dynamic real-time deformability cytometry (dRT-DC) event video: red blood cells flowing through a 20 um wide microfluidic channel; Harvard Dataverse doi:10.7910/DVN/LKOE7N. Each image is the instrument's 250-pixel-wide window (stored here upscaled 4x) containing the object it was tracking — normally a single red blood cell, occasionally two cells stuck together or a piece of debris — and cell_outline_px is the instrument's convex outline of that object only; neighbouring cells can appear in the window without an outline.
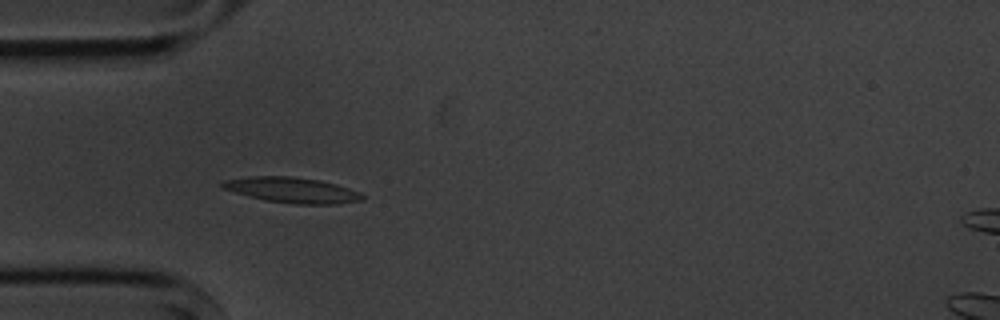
{"species": "common noctule bat (a hibernating species)", "species_latin": "Nyctalus noctula", "temperature_condition": "cold", "stored_images_in_passage": 5, "camera_frame_rate_fps": 3000, "um_per_image_px": 0.085, "animal": {"sex": "male", "body_mass_g": 20.1, "forearm_length_mm": 53.5}, "frame": {"image": 1, "passage_image": 4, "time_ms": 4.333, "image_size_px": [1000, 320], "cell_outline_px": [[364, 200], [336, 204], [292, 204], [264, 200], [220, 188], [220, 184], [224, 180], [248, 176], [288, 176], [320, 180], [336, 184], [360, 192], [364, 196]], "centroid_in_image_um": [24.81, 16.16], "position_along_channel_um": 60.2, "area_um2": 20.87}}
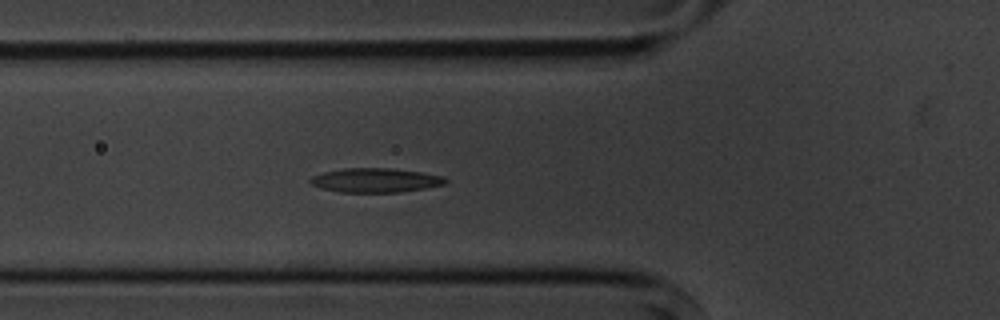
{"frame": {"image": 2, "passage_image": 5, "time_ms": 5.333, "image_size_px": [1000, 320], "cell_outline_px": [[448, 180], [444, 184], [424, 188], [400, 192], [340, 192], [320, 188], [312, 184], [308, 180], [312, 176], [324, 172], [344, 168], [388, 168], [420, 172], [444, 176]], "centroid_in_image_um": [31.89, 15.32], "position_along_channel_um": 93.9, "area_um2": 18.96}}